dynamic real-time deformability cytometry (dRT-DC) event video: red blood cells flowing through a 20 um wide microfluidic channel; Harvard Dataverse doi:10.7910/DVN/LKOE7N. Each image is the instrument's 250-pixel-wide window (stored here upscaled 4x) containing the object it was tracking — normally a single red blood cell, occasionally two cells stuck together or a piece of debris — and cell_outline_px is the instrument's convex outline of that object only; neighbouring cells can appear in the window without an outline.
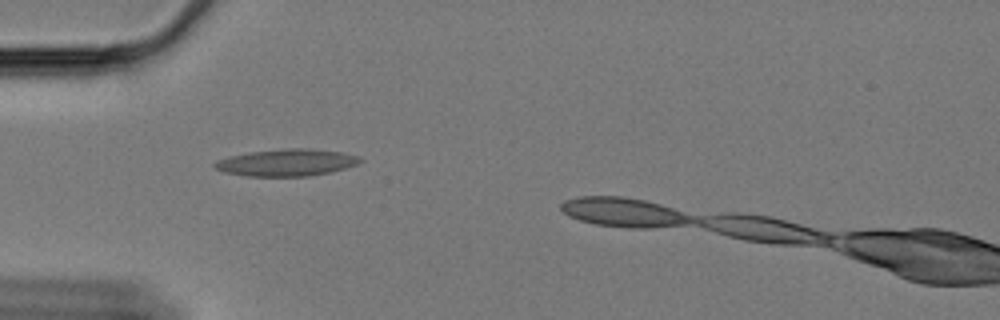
{"species": "Egyptian fruit bat (a non-hibernating species)", "species_latin": "Rousettus aegyptiacus", "temperature_condition": "cold", "stored_images_in_passage": 36, "camera_frame_rate_fps": 3000, "um_per_image_px": 0.085, "animal": {"sex": "female"}, "frame": {"image": 1, "passage_image": 1, "time_ms": 0.0, "image_size_px": [1000, 320], "cell_outline_px": [[364, 160], [356, 164], [344, 168], [328, 172], [308, 176], [248, 176], [224, 172], [216, 168], [212, 164], [216, 160], [232, 156], [252, 152], [288, 148], [308, 148], [340, 152], [356, 156]], "centroid_in_image_um": [24.34, 13.82], "position_along_channel_um": 60.7, "area_um2": 22.43}}
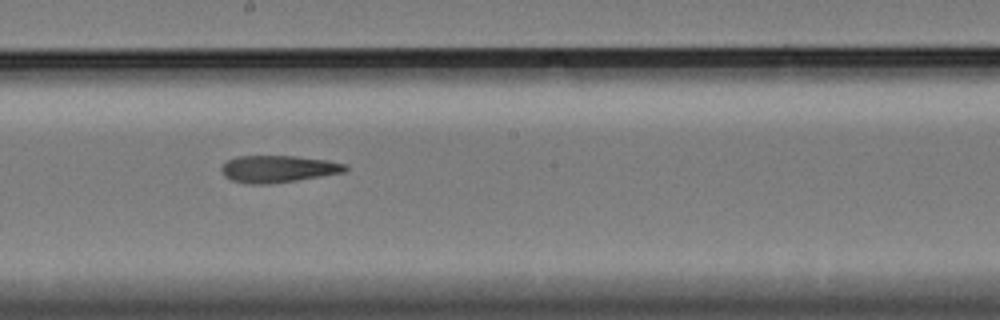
{"frame": {"image": 2, "passage_image": 16, "time_ms": 5.0, "image_size_px": [1000, 320], "cell_outline_px": [[348, 168], [344, 172], [296, 180], [268, 184], [248, 184], [232, 180], [224, 176], [220, 168], [228, 160], [236, 156], [296, 156], [328, 160], [348, 164]], "centroid_in_image_um": [23.64, 14.35], "position_along_channel_um": 224.6, "area_um2": 19.48}}
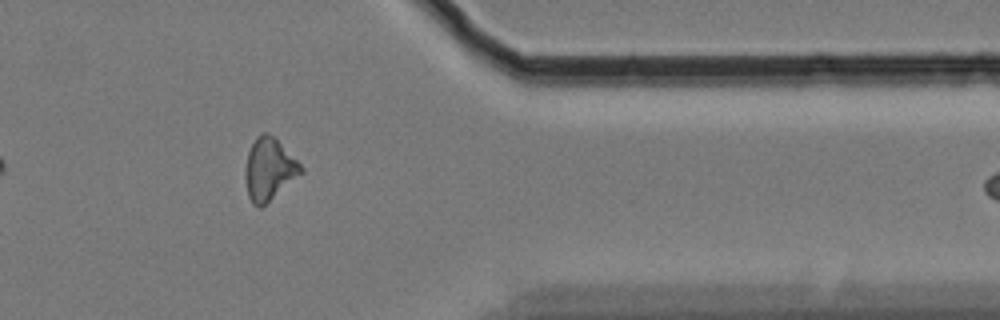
{"frame": {"image": 3, "passage_image": 32, "time_ms": 10.333, "image_size_px": [1000, 320], "cell_outline_px": [[304, 172], [260, 208], [252, 204], [248, 196], [244, 176], [244, 168], [248, 152], [256, 136], [260, 132], [268, 132], [276, 136], [304, 168]], "centroid_in_image_um": [22.87, 14.34], "position_along_channel_um": 388.5, "area_um2": 20.52}}